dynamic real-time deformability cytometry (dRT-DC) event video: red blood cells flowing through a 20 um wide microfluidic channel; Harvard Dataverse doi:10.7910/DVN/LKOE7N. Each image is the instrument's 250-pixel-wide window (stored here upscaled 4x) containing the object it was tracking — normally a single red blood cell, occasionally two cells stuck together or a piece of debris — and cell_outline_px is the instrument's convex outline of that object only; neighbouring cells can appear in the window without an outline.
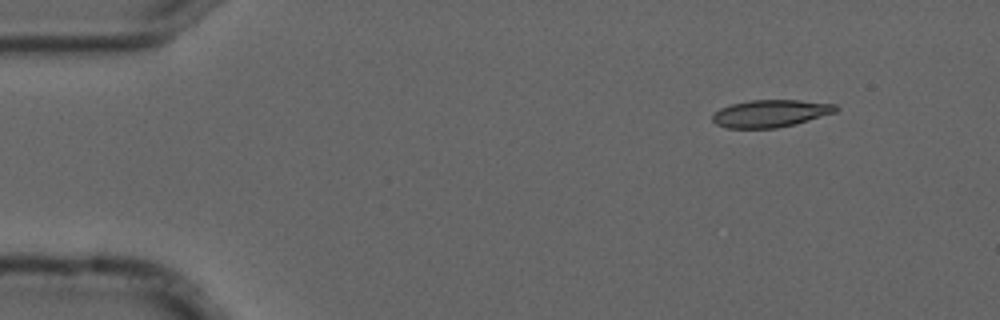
{"species": "common noctule bat (a hibernating species)", "species_latin": "Nyctalus noctula", "temperature_condition": "cold", "stored_images_in_passage": 4, "camera_frame_rate_fps": 3000, "um_per_image_px": 0.085, "animal": {"sex": "male", "forearm_length_mm": 52.5}, "frame": {"image": 1, "passage_image": 1, "time_ms": 0.0, "image_size_px": [1000, 320], "cell_outline_px": [[840, 108], [836, 112], [796, 124], [776, 128], [724, 128], [716, 124], [712, 120], [712, 116], [720, 108], [732, 104], [752, 100], [800, 100], [836, 104]], "centroid_in_image_um": [65.52, 9.64], "position_along_channel_um": 19.5, "area_um2": 19.71}}
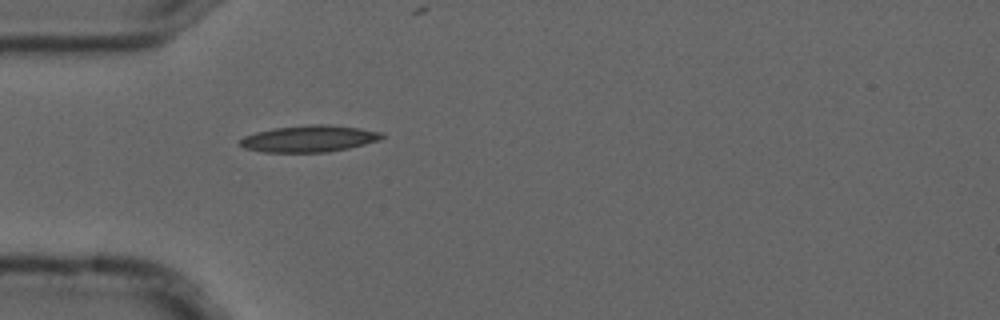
{"frame": {"image": 2, "passage_image": 4, "time_ms": 1.0, "image_size_px": [1000, 320], "cell_outline_px": [[384, 136], [380, 140], [348, 148], [328, 152], [264, 152], [244, 148], [236, 144], [244, 136], [256, 132], [272, 128], [308, 124], [328, 124], [360, 128], [384, 132]], "centroid_in_image_um": [26.27, 11.78], "position_along_channel_um": 58.7, "area_um2": 22.25}}